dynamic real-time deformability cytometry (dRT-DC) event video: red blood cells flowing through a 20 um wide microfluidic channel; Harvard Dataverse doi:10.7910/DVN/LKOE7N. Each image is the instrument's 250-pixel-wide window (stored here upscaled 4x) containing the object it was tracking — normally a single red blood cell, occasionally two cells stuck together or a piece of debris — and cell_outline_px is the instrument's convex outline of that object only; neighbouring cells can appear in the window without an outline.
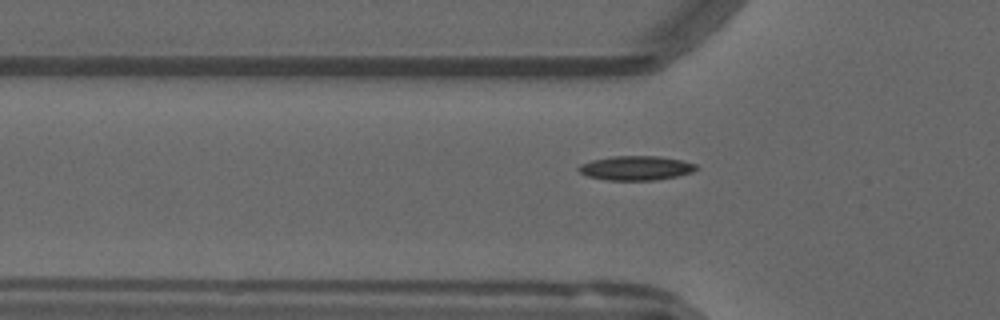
{"species": "common noctule bat (a hibernating species)", "species_latin": "Nyctalus noctula", "temperature_condition": "warm", "stored_images_in_passage": 32, "camera_frame_rate_fps": 3000, "um_per_image_px": 0.085, "animal": {"sex": "male", "forearm_length_mm": 52.5}, "frame": {"image": 1, "passage_image": 5, "time_ms": 1.333, "image_size_px": [1000, 320], "cell_outline_px": [[696, 168], [692, 172], [676, 176], [656, 180], [608, 180], [588, 176], [580, 172], [576, 168], [580, 164], [592, 160], [612, 156], [656, 156], [680, 160], [696, 164]], "centroid_in_image_um": [54.02, 14.28], "position_along_channel_um": 71.8, "area_um2": 16.47}}
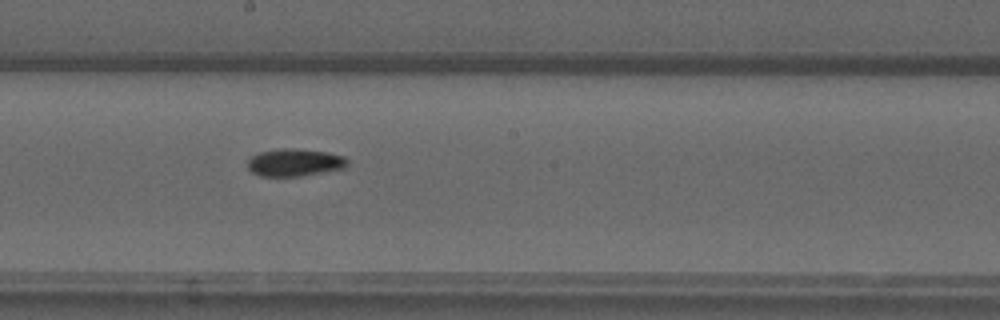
{"frame": {"image": 2, "passage_image": 17, "time_ms": 5.333, "image_size_px": [1000, 320], "cell_outline_px": [[348, 164], [344, 168], [300, 176], [260, 176], [252, 172], [248, 168], [248, 160], [252, 156], [260, 152], [280, 148], [296, 148], [328, 152], [344, 156], [348, 160]], "centroid_in_image_um": [25.05, 13.8], "position_along_channel_um": 223.1, "area_um2": 16.01}}
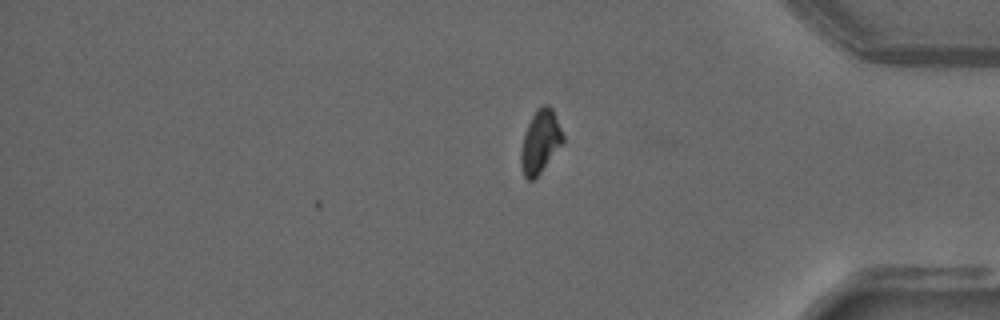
{"frame": {"image": 3, "passage_image": 32, "time_ms": 10.333, "image_size_px": [1000, 320], "cell_outline_px": [[564, 140], [540, 172], [532, 180], [528, 180], [524, 176], [520, 160], [520, 152], [524, 136], [528, 124], [532, 116], [544, 104], [548, 104], [552, 108], [564, 136]], "centroid_in_image_um": [45.91, 12.03], "position_along_channel_um": 389.3, "area_um2": 14.85}, "authors_computed_cell_mechanics": {"area_um2": 15.7216, "velocity_mm_per_s": 3.7741, "shape_relaxation_time_tau1_ms": null, "shape_relaxation_time_tau2_ms": 10.8317, "deformation_change_tau1": null, "deformation_change_tau2": 0.1225}}